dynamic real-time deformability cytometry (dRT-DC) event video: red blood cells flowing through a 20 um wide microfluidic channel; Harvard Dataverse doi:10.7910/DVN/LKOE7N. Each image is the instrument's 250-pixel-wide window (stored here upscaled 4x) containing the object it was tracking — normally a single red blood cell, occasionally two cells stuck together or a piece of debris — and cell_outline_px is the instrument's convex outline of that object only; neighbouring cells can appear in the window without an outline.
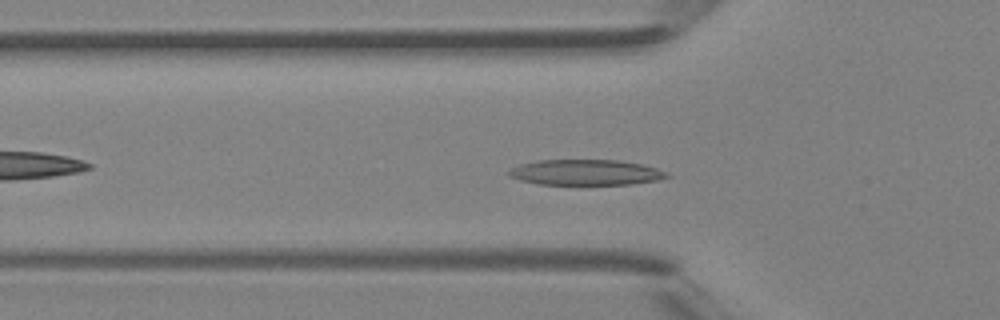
{"species": "Egyptian fruit bat (a non-hibernating species)", "species_latin": "Rousettus aegyptiacus", "temperature_condition": "room temperature", "stored_images_in_passage": 45, "camera_frame_rate_fps": 3000, "um_per_image_px": 0.085, "animal": {"sex": "female"}, "frame": {"image": 1, "passage_image": 14, "time_ms": 4.333, "image_size_px": [1000, 320], "cell_outline_px": [[672, 176], [656, 180], [632, 184], [540, 184], [520, 180], [508, 176], [508, 172], [512, 168], [520, 164], [536, 160], [620, 160], [640, 164], [656, 168]], "centroid_in_image_um": [49.76, 14.65], "position_along_channel_um": 76.0, "area_um2": 23.35}}
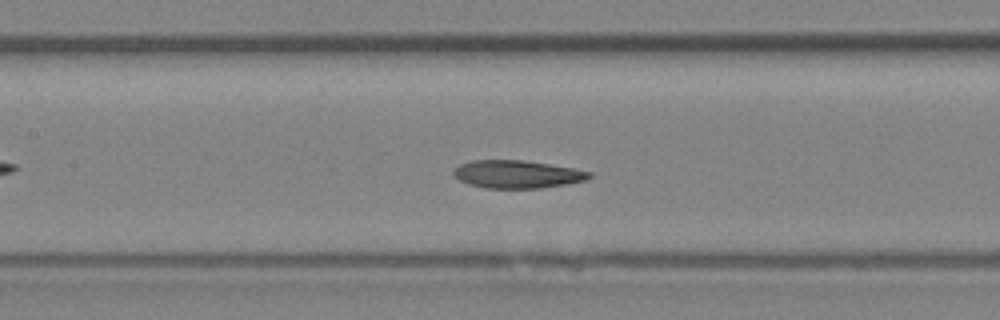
{"frame": {"image": 2, "passage_image": 20, "time_ms": 6.333, "image_size_px": [1000, 320], "cell_outline_px": [[592, 176], [584, 180], [564, 184], [540, 188], [484, 188], [468, 184], [460, 180], [452, 172], [460, 164], [472, 160], [524, 160], [572, 168], [592, 172]], "centroid_in_image_um": [43.93, 14.81], "position_along_channel_um": 163.5, "area_um2": 21.79}}
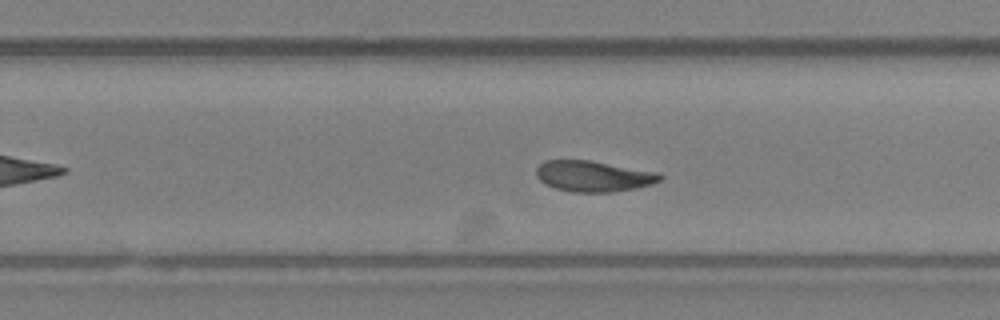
{"frame": {"image": 3, "passage_image": 28, "time_ms": 9.0, "image_size_px": [1000, 320], "cell_outline_px": [[664, 176], [660, 180], [652, 184], [636, 188], [612, 192], [572, 192], [556, 188], [540, 180], [536, 176], [536, 168], [544, 160], [588, 160], [660, 172]], "centroid_in_image_um": [50.47, 14.97], "position_along_channel_um": 279.3, "area_um2": 22.25}, "authors_computed_cell_mechanics": {"area_um2": 22.4842, "velocity_mm_per_s": 4.3711, "shape_relaxation_time_tau1_ms": 2.8357, "shape_relaxation_time_tau2_ms": 1.2677, "deformation_change_tau1": 0.1343, "deformation_change_tau2": 0.0728}}